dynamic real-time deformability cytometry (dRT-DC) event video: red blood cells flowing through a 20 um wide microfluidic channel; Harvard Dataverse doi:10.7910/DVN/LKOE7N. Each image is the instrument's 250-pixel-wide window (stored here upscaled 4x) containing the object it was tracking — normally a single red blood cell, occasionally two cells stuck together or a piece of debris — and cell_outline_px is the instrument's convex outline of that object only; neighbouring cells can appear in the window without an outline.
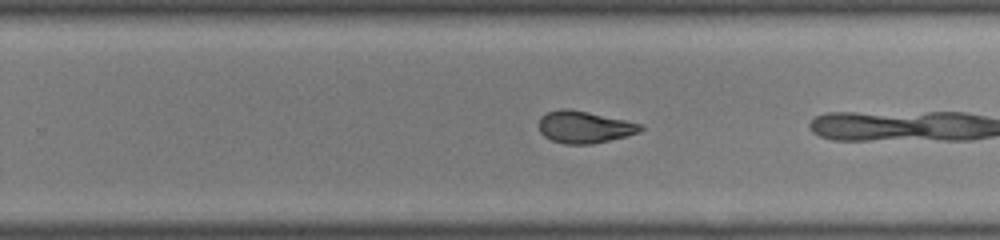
{"species": "common noctule bat (a hibernating species)", "species_latin": "Nyctalus noctula", "temperature_condition": "room temperature", "stored_images_in_passage": 33, "camera_frame_rate_fps": 3000, "um_per_image_px": 0.085, "animal": {"sex": "male", "body_mass_g": 19.0, "forearm_length_mm": 50.8}, "frame": {"image": 1, "passage_image": 28, "time_ms": 9.0, "image_size_px": [1000, 240], "cell_outline_px": [[644, 128], [640, 132], [592, 144], [564, 144], [552, 140], [544, 136], [540, 132], [540, 116], [548, 112], [560, 108], [568, 108], [588, 112], [624, 120], [640, 124]], "centroid_in_image_um": [49.64, 10.79], "position_along_channel_um": 280.2, "area_um2": 18.73}}